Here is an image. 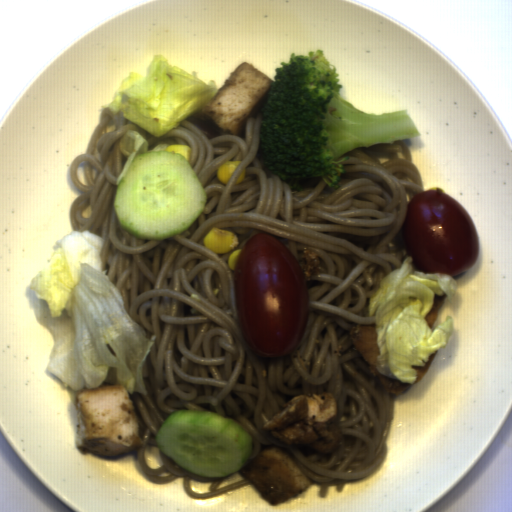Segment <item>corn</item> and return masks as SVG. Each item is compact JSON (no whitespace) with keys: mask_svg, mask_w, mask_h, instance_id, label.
Here are the masks:
<instances>
[{"mask_svg":"<svg viewBox=\"0 0 512 512\" xmlns=\"http://www.w3.org/2000/svg\"><path fill=\"white\" fill-rule=\"evenodd\" d=\"M240 241L233 231L213 227L202 240V245L216 254H229L226 266L235 269L242 249Z\"/></svg>","mask_w":512,"mask_h":512,"instance_id":"51d56268","label":"corn"},{"mask_svg":"<svg viewBox=\"0 0 512 512\" xmlns=\"http://www.w3.org/2000/svg\"><path fill=\"white\" fill-rule=\"evenodd\" d=\"M240 166V161H226L219 165L216 170V178L218 182L225 184L226 186L231 181L233 176L236 174Z\"/></svg>","mask_w":512,"mask_h":512,"instance_id":"f1292c28","label":"corn"},{"mask_svg":"<svg viewBox=\"0 0 512 512\" xmlns=\"http://www.w3.org/2000/svg\"><path fill=\"white\" fill-rule=\"evenodd\" d=\"M165 151H170L173 153H179L183 157H185L189 162L190 157V147L186 145H177V144H170Z\"/></svg>","mask_w":512,"mask_h":512,"instance_id":"5cfa1b94","label":"corn"}]
</instances>
